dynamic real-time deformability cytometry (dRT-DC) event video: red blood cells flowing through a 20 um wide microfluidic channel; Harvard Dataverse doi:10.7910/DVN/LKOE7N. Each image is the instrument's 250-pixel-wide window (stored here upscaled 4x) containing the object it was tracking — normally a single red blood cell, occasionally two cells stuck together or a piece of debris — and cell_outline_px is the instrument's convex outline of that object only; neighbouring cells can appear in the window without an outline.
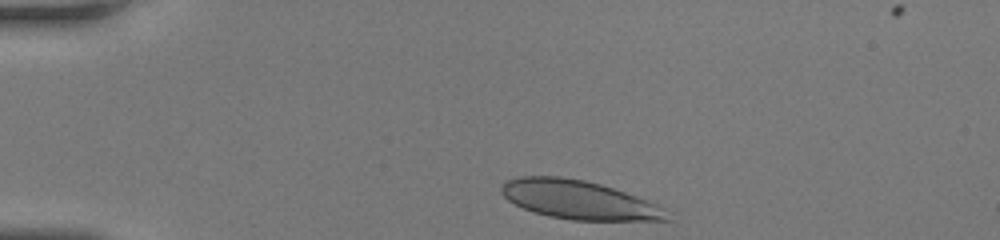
{"species": "human", "species_latin": "Homo sapiens", "temperature_condition": "room temperature", "stored_images_in_passage": 33, "camera_frame_rate_fps": 3000, "um_per_image_px": 0.085, "donor": {"sex": "female"}, "frame": {"image": 1, "passage_image": 1, "time_ms": 0.0, "image_size_px": [1000, 240], "cell_outline_px": [[668, 220], [572, 220], [548, 216], [532, 212], [508, 200], [500, 192], [500, 188], [508, 180], [520, 176], [560, 176], [584, 180], [600, 184], [636, 196], [656, 204], [664, 208]], "centroid_in_image_um": [49.15, 16.98], "position_along_channel_um": 35.9, "area_um2": 36.93}}
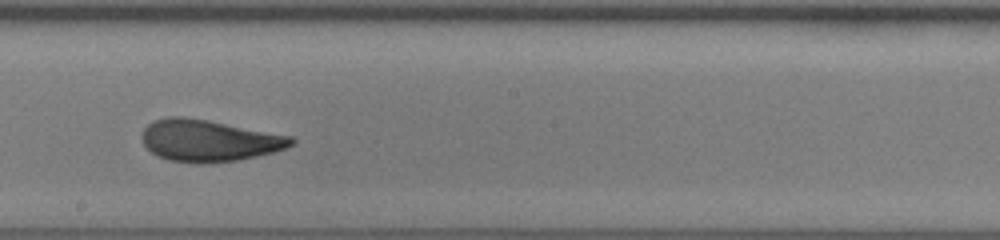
{"frame": {"image": 2, "passage_image": 19, "time_ms": 6.0, "image_size_px": [1000, 240], "cell_outline_px": [[296, 140], [292, 144], [284, 148], [272, 152], [256, 156], [236, 160], [200, 164], [196, 164], [168, 160], [156, 156], [144, 144], [140, 136], [144, 128], [152, 120], [168, 116], [184, 116], [208, 120], [292, 136]], "centroid_in_image_um": [17.7, 11.94], "position_along_channel_um": 230.5, "area_um2": 36.41}}
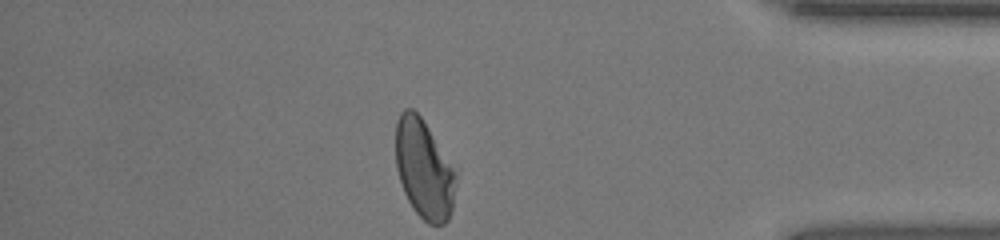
{"frame": {"image": 3, "passage_image": 33, "time_ms": 10.667, "image_size_px": [1000, 240], "cell_outline_px": [[460, 168], [452, 208], [448, 220], [444, 224], [428, 224], [416, 212], [408, 200], [404, 192], [396, 168], [396, 120], [400, 112], [404, 108], [412, 108], [420, 116]], "centroid_in_image_um": [36.11, 14.34], "position_along_channel_um": 399.1, "area_um2": 35.95}, "authors_computed_cell_mechanics": {"area_um2": 36.0672, "velocity_mm_per_s": 4.2307, "shape_relaxation_time_tau1_ms": 4.6068, "shape_relaxation_time_tau2_ms": 0.8005, "deformation_change_tau1": 0.1593, "deformation_change_tau2": 0.0572}}